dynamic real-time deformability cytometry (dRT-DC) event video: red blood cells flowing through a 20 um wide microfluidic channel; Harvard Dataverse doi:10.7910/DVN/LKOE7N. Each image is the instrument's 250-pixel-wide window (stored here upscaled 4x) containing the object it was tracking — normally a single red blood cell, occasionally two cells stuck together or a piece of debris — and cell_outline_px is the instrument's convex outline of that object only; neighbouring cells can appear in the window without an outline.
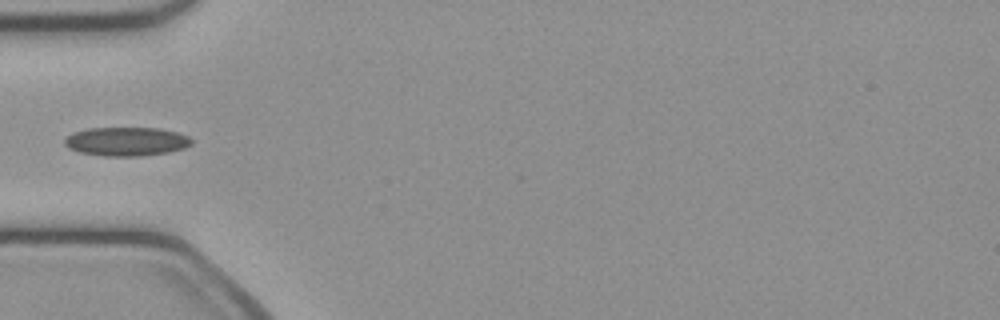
{"species": "common noctule bat (a hibernating species)", "species_latin": "Nyctalus noctula", "temperature_condition": "cold", "stored_images_in_passage": 8, "camera_frame_rate_fps": 3000, "um_per_image_px": 0.085, "animal": {"sex": "female", "body_mass_g": 21.9}, "frame": {"image": 1, "passage_image": 1, "time_ms": 0.0, "image_size_px": [1000, 320], "cell_outline_px": [[192, 144], [184, 148], [168, 152], [144, 156], [104, 156], [80, 152], [68, 148], [64, 144], [64, 140], [72, 132], [88, 128], [160, 128], [176, 132], [188, 136], [192, 140]], "centroid_in_image_um": [10.74, 12.03], "position_along_channel_um": 74.3, "area_um2": 21.39}}
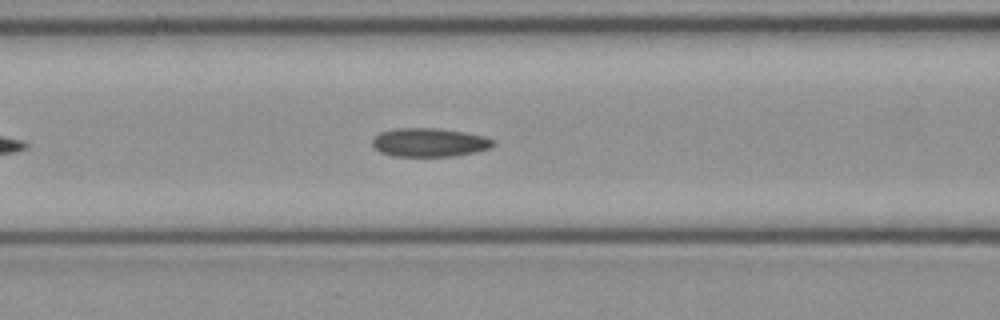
{"frame": {"image": 2, "passage_image": 5, "time_ms": 1.333, "image_size_px": [1000, 320], "cell_outline_px": [[496, 144], [492, 148], [476, 152], [456, 156], [392, 156], [380, 152], [372, 148], [372, 140], [380, 132], [392, 128], [440, 128], [464, 132], [484, 136], [496, 140]], "centroid_in_image_um": [36.52, 12.11], "position_along_channel_um": 130.1, "area_um2": 20.58}}